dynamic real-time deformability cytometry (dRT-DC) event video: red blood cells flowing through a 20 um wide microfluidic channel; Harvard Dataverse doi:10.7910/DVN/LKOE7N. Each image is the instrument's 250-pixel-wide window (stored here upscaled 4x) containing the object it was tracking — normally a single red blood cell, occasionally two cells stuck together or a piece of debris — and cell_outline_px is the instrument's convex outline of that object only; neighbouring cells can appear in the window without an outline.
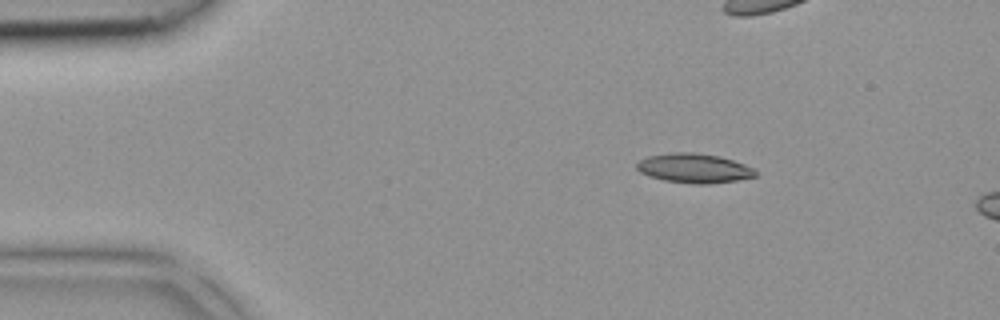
{"species": "common noctule bat (a hibernating species)", "species_latin": "Nyctalus noctula", "temperature_condition": "room temperature", "stored_images_in_passage": 12, "camera_frame_rate_fps": 3000, "um_per_image_px": 0.085, "animal": {"sex": "female", "body_mass_g": 18.4}, "frame": {"image": 1, "passage_image": 6, "time_ms": 1.667, "image_size_px": [1000, 320], "cell_outline_px": [[756, 176], [736, 180], [704, 184], [696, 184], [664, 180], [648, 176], [640, 172], [636, 168], [636, 164], [640, 160], [648, 156], [672, 152], [692, 152], [720, 156], [744, 164], [752, 168], [756, 172]], "centroid_in_image_um": [58.96, 14.29], "position_along_channel_um": 26.0, "area_um2": 20.17}}